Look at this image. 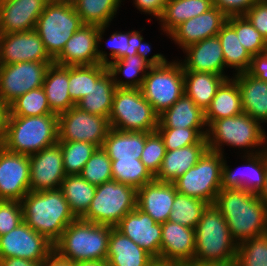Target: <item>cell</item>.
Segmentation results:
<instances>
[{"mask_svg": "<svg viewBox=\"0 0 267 266\" xmlns=\"http://www.w3.org/2000/svg\"><path fill=\"white\" fill-rule=\"evenodd\" d=\"M115 228L160 260L162 224L155 222L147 213L136 207Z\"/></svg>", "mask_w": 267, "mask_h": 266, "instance_id": "21", "label": "cell"}, {"mask_svg": "<svg viewBox=\"0 0 267 266\" xmlns=\"http://www.w3.org/2000/svg\"><path fill=\"white\" fill-rule=\"evenodd\" d=\"M227 158L229 155H224L221 189H243L259 194L265 185L264 150L258 154L237 155L236 159H241L242 163L235 168Z\"/></svg>", "mask_w": 267, "mask_h": 266, "instance_id": "16", "label": "cell"}, {"mask_svg": "<svg viewBox=\"0 0 267 266\" xmlns=\"http://www.w3.org/2000/svg\"><path fill=\"white\" fill-rule=\"evenodd\" d=\"M80 175L94 186L113 180L111 159L102 147L95 150Z\"/></svg>", "mask_w": 267, "mask_h": 266, "instance_id": "47", "label": "cell"}, {"mask_svg": "<svg viewBox=\"0 0 267 266\" xmlns=\"http://www.w3.org/2000/svg\"><path fill=\"white\" fill-rule=\"evenodd\" d=\"M257 1L258 0H212L213 6L217 7L227 17L244 16Z\"/></svg>", "mask_w": 267, "mask_h": 266, "instance_id": "53", "label": "cell"}, {"mask_svg": "<svg viewBox=\"0 0 267 266\" xmlns=\"http://www.w3.org/2000/svg\"><path fill=\"white\" fill-rule=\"evenodd\" d=\"M224 155L207 150L198 162L173 184L178 193L214 204L221 190Z\"/></svg>", "mask_w": 267, "mask_h": 266, "instance_id": "11", "label": "cell"}, {"mask_svg": "<svg viewBox=\"0 0 267 266\" xmlns=\"http://www.w3.org/2000/svg\"><path fill=\"white\" fill-rule=\"evenodd\" d=\"M195 256V229L178 223H162L160 260L192 263Z\"/></svg>", "mask_w": 267, "mask_h": 266, "instance_id": "24", "label": "cell"}, {"mask_svg": "<svg viewBox=\"0 0 267 266\" xmlns=\"http://www.w3.org/2000/svg\"><path fill=\"white\" fill-rule=\"evenodd\" d=\"M237 248L221 211L215 204H208L195 227V256L191 265L231 261L237 257Z\"/></svg>", "mask_w": 267, "mask_h": 266, "instance_id": "4", "label": "cell"}, {"mask_svg": "<svg viewBox=\"0 0 267 266\" xmlns=\"http://www.w3.org/2000/svg\"><path fill=\"white\" fill-rule=\"evenodd\" d=\"M0 266H43V262H35L24 258L10 257L0 259Z\"/></svg>", "mask_w": 267, "mask_h": 266, "instance_id": "56", "label": "cell"}, {"mask_svg": "<svg viewBox=\"0 0 267 266\" xmlns=\"http://www.w3.org/2000/svg\"><path fill=\"white\" fill-rule=\"evenodd\" d=\"M68 85L69 66L58 65L54 62L50 64L45 75L43 89L51 111L57 115L75 106L70 98Z\"/></svg>", "mask_w": 267, "mask_h": 266, "instance_id": "33", "label": "cell"}, {"mask_svg": "<svg viewBox=\"0 0 267 266\" xmlns=\"http://www.w3.org/2000/svg\"><path fill=\"white\" fill-rule=\"evenodd\" d=\"M139 53L114 60L107 65L117 88L141 89L149 68L157 61L162 53Z\"/></svg>", "mask_w": 267, "mask_h": 266, "instance_id": "27", "label": "cell"}, {"mask_svg": "<svg viewBox=\"0 0 267 266\" xmlns=\"http://www.w3.org/2000/svg\"><path fill=\"white\" fill-rule=\"evenodd\" d=\"M247 73L267 82V48L263 53L252 56Z\"/></svg>", "mask_w": 267, "mask_h": 266, "instance_id": "55", "label": "cell"}, {"mask_svg": "<svg viewBox=\"0 0 267 266\" xmlns=\"http://www.w3.org/2000/svg\"><path fill=\"white\" fill-rule=\"evenodd\" d=\"M226 22L236 31L240 43L251 56L261 54L267 48V40L245 16L227 17Z\"/></svg>", "mask_w": 267, "mask_h": 266, "instance_id": "46", "label": "cell"}, {"mask_svg": "<svg viewBox=\"0 0 267 266\" xmlns=\"http://www.w3.org/2000/svg\"><path fill=\"white\" fill-rule=\"evenodd\" d=\"M111 25L113 24H108L106 26L99 27L97 55L98 60L102 64L107 66L114 60H119L128 55L133 56L139 53L152 52V48L154 47H152L151 42H146V39H144V36L142 35V31L146 30L145 27H143L142 29L137 28V30L133 28L131 30L128 29L129 31H122L120 29V31L115 30L109 32V28H111ZM107 31L110 33V35L108 38H105L108 36L106 34L108 33ZM107 49L108 51H106Z\"/></svg>", "mask_w": 267, "mask_h": 266, "instance_id": "15", "label": "cell"}, {"mask_svg": "<svg viewBox=\"0 0 267 266\" xmlns=\"http://www.w3.org/2000/svg\"><path fill=\"white\" fill-rule=\"evenodd\" d=\"M123 2L125 0H79L74 7L83 25L103 27L116 20Z\"/></svg>", "mask_w": 267, "mask_h": 266, "instance_id": "39", "label": "cell"}, {"mask_svg": "<svg viewBox=\"0 0 267 266\" xmlns=\"http://www.w3.org/2000/svg\"><path fill=\"white\" fill-rule=\"evenodd\" d=\"M54 1L74 6L79 0H54Z\"/></svg>", "mask_w": 267, "mask_h": 266, "instance_id": "63", "label": "cell"}, {"mask_svg": "<svg viewBox=\"0 0 267 266\" xmlns=\"http://www.w3.org/2000/svg\"><path fill=\"white\" fill-rule=\"evenodd\" d=\"M9 111V116L22 117L55 114L49 107L43 87L32 89L19 96L9 105Z\"/></svg>", "mask_w": 267, "mask_h": 266, "instance_id": "45", "label": "cell"}, {"mask_svg": "<svg viewBox=\"0 0 267 266\" xmlns=\"http://www.w3.org/2000/svg\"><path fill=\"white\" fill-rule=\"evenodd\" d=\"M166 151L165 143L160 133L157 130L150 132L146 137L140 160L153 176L158 173Z\"/></svg>", "mask_w": 267, "mask_h": 266, "instance_id": "49", "label": "cell"}, {"mask_svg": "<svg viewBox=\"0 0 267 266\" xmlns=\"http://www.w3.org/2000/svg\"><path fill=\"white\" fill-rule=\"evenodd\" d=\"M208 150L206 137L197 144L167 150L158 173L154 176L160 182L173 183L191 167H193Z\"/></svg>", "mask_w": 267, "mask_h": 266, "instance_id": "29", "label": "cell"}, {"mask_svg": "<svg viewBox=\"0 0 267 266\" xmlns=\"http://www.w3.org/2000/svg\"><path fill=\"white\" fill-rule=\"evenodd\" d=\"M151 266H193L190 263L162 262L156 260Z\"/></svg>", "mask_w": 267, "mask_h": 266, "instance_id": "62", "label": "cell"}, {"mask_svg": "<svg viewBox=\"0 0 267 266\" xmlns=\"http://www.w3.org/2000/svg\"><path fill=\"white\" fill-rule=\"evenodd\" d=\"M208 203L181 193L175 194L169 221L195 229Z\"/></svg>", "mask_w": 267, "mask_h": 266, "instance_id": "43", "label": "cell"}, {"mask_svg": "<svg viewBox=\"0 0 267 266\" xmlns=\"http://www.w3.org/2000/svg\"><path fill=\"white\" fill-rule=\"evenodd\" d=\"M157 128H194L206 137L205 112L184 94L158 116Z\"/></svg>", "mask_w": 267, "mask_h": 266, "instance_id": "28", "label": "cell"}, {"mask_svg": "<svg viewBox=\"0 0 267 266\" xmlns=\"http://www.w3.org/2000/svg\"><path fill=\"white\" fill-rule=\"evenodd\" d=\"M23 221L53 245L77 218L60 189L29 191L21 200Z\"/></svg>", "mask_w": 267, "mask_h": 266, "instance_id": "3", "label": "cell"}, {"mask_svg": "<svg viewBox=\"0 0 267 266\" xmlns=\"http://www.w3.org/2000/svg\"><path fill=\"white\" fill-rule=\"evenodd\" d=\"M214 204L237 244L267 234V208L258 194L243 189H221Z\"/></svg>", "mask_w": 267, "mask_h": 266, "instance_id": "1", "label": "cell"}, {"mask_svg": "<svg viewBox=\"0 0 267 266\" xmlns=\"http://www.w3.org/2000/svg\"><path fill=\"white\" fill-rule=\"evenodd\" d=\"M99 27L82 25L70 39L54 63L62 66L95 65L101 63L97 55Z\"/></svg>", "mask_w": 267, "mask_h": 266, "instance_id": "25", "label": "cell"}, {"mask_svg": "<svg viewBox=\"0 0 267 266\" xmlns=\"http://www.w3.org/2000/svg\"><path fill=\"white\" fill-rule=\"evenodd\" d=\"M106 261L109 266H151L156 259L113 227L109 235Z\"/></svg>", "mask_w": 267, "mask_h": 266, "instance_id": "30", "label": "cell"}, {"mask_svg": "<svg viewBox=\"0 0 267 266\" xmlns=\"http://www.w3.org/2000/svg\"><path fill=\"white\" fill-rule=\"evenodd\" d=\"M58 143V115L8 116L6 134L0 144L6 150L33 155Z\"/></svg>", "mask_w": 267, "mask_h": 266, "instance_id": "6", "label": "cell"}, {"mask_svg": "<svg viewBox=\"0 0 267 266\" xmlns=\"http://www.w3.org/2000/svg\"><path fill=\"white\" fill-rule=\"evenodd\" d=\"M47 62L0 64V99L10 105L19 96L43 87L49 65Z\"/></svg>", "mask_w": 267, "mask_h": 266, "instance_id": "13", "label": "cell"}, {"mask_svg": "<svg viewBox=\"0 0 267 266\" xmlns=\"http://www.w3.org/2000/svg\"><path fill=\"white\" fill-rule=\"evenodd\" d=\"M117 87L111 74L107 71L95 84L90 92L76 104L81 110L90 114L109 117L114 93Z\"/></svg>", "mask_w": 267, "mask_h": 266, "instance_id": "38", "label": "cell"}, {"mask_svg": "<svg viewBox=\"0 0 267 266\" xmlns=\"http://www.w3.org/2000/svg\"><path fill=\"white\" fill-rule=\"evenodd\" d=\"M212 7V0H167L164 11L157 20L160 35L167 37L180 24L207 12Z\"/></svg>", "mask_w": 267, "mask_h": 266, "instance_id": "34", "label": "cell"}, {"mask_svg": "<svg viewBox=\"0 0 267 266\" xmlns=\"http://www.w3.org/2000/svg\"><path fill=\"white\" fill-rule=\"evenodd\" d=\"M82 25L74 6L50 0L39 16L35 30L46 52L54 60Z\"/></svg>", "mask_w": 267, "mask_h": 266, "instance_id": "10", "label": "cell"}, {"mask_svg": "<svg viewBox=\"0 0 267 266\" xmlns=\"http://www.w3.org/2000/svg\"><path fill=\"white\" fill-rule=\"evenodd\" d=\"M23 222L21 201L0 200V236L7 234Z\"/></svg>", "mask_w": 267, "mask_h": 266, "instance_id": "51", "label": "cell"}, {"mask_svg": "<svg viewBox=\"0 0 267 266\" xmlns=\"http://www.w3.org/2000/svg\"><path fill=\"white\" fill-rule=\"evenodd\" d=\"M149 133L119 131L110 128L104 139L102 149L111 160L140 159Z\"/></svg>", "mask_w": 267, "mask_h": 266, "instance_id": "32", "label": "cell"}, {"mask_svg": "<svg viewBox=\"0 0 267 266\" xmlns=\"http://www.w3.org/2000/svg\"><path fill=\"white\" fill-rule=\"evenodd\" d=\"M43 266H75V263L71 260L60 257L53 251L43 262Z\"/></svg>", "mask_w": 267, "mask_h": 266, "instance_id": "58", "label": "cell"}, {"mask_svg": "<svg viewBox=\"0 0 267 266\" xmlns=\"http://www.w3.org/2000/svg\"><path fill=\"white\" fill-rule=\"evenodd\" d=\"M109 129L107 117L90 114L76 105L58 115V141L89 142L101 148Z\"/></svg>", "mask_w": 267, "mask_h": 266, "instance_id": "12", "label": "cell"}, {"mask_svg": "<svg viewBox=\"0 0 267 266\" xmlns=\"http://www.w3.org/2000/svg\"><path fill=\"white\" fill-rule=\"evenodd\" d=\"M9 105L0 99V144L3 142L9 116Z\"/></svg>", "mask_w": 267, "mask_h": 266, "instance_id": "57", "label": "cell"}, {"mask_svg": "<svg viewBox=\"0 0 267 266\" xmlns=\"http://www.w3.org/2000/svg\"><path fill=\"white\" fill-rule=\"evenodd\" d=\"M239 266H267V234L238 244Z\"/></svg>", "mask_w": 267, "mask_h": 266, "instance_id": "48", "label": "cell"}, {"mask_svg": "<svg viewBox=\"0 0 267 266\" xmlns=\"http://www.w3.org/2000/svg\"><path fill=\"white\" fill-rule=\"evenodd\" d=\"M107 71V66L102 63L69 66L68 92L72 102L76 105Z\"/></svg>", "mask_w": 267, "mask_h": 266, "instance_id": "41", "label": "cell"}, {"mask_svg": "<svg viewBox=\"0 0 267 266\" xmlns=\"http://www.w3.org/2000/svg\"><path fill=\"white\" fill-rule=\"evenodd\" d=\"M30 191L29 156L0 145V200L21 201Z\"/></svg>", "mask_w": 267, "mask_h": 266, "instance_id": "17", "label": "cell"}, {"mask_svg": "<svg viewBox=\"0 0 267 266\" xmlns=\"http://www.w3.org/2000/svg\"><path fill=\"white\" fill-rule=\"evenodd\" d=\"M53 251V244L24 221L0 236V259L16 257L44 262Z\"/></svg>", "mask_w": 267, "mask_h": 266, "instance_id": "14", "label": "cell"}, {"mask_svg": "<svg viewBox=\"0 0 267 266\" xmlns=\"http://www.w3.org/2000/svg\"><path fill=\"white\" fill-rule=\"evenodd\" d=\"M75 266H109L106 260L76 262Z\"/></svg>", "mask_w": 267, "mask_h": 266, "instance_id": "61", "label": "cell"}, {"mask_svg": "<svg viewBox=\"0 0 267 266\" xmlns=\"http://www.w3.org/2000/svg\"><path fill=\"white\" fill-rule=\"evenodd\" d=\"M238 84L244 113L267 125V82L247 72L232 77Z\"/></svg>", "mask_w": 267, "mask_h": 266, "instance_id": "31", "label": "cell"}, {"mask_svg": "<svg viewBox=\"0 0 267 266\" xmlns=\"http://www.w3.org/2000/svg\"><path fill=\"white\" fill-rule=\"evenodd\" d=\"M244 113L241 94L233 78L226 79L217 89L210 106L205 111L207 127L217 119L237 116Z\"/></svg>", "mask_w": 267, "mask_h": 266, "instance_id": "35", "label": "cell"}, {"mask_svg": "<svg viewBox=\"0 0 267 266\" xmlns=\"http://www.w3.org/2000/svg\"><path fill=\"white\" fill-rule=\"evenodd\" d=\"M25 61L54 62L46 52L35 29L9 34L0 33V64L8 65Z\"/></svg>", "mask_w": 267, "mask_h": 266, "instance_id": "18", "label": "cell"}, {"mask_svg": "<svg viewBox=\"0 0 267 266\" xmlns=\"http://www.w3.org/2000/svg\"><path fill=\"white\" fill-rule=\"evenodd\" d=\"M244 16L267 40V0H258Z\"/></svg>", "mask_w": 267, "mask_h": 266, "instance_id": "52", "label": "cell"}, {"mask_svg": "<svg viewBox=\"0 0 267 266\" xmlns=\"http://www.w3.org/2000/svg\"><path fill=\"white\" fill-rule=\"evenodd\" d=\"M131 1L132 5L136 8L137 13L141 15L150 16L147 22H151V20L157 21L165 8L167 0H129ZM153 18V19H152Z\"/></svg>", "mask_w": 267, "mask_h": 266, "instance_id": "54", "label": "cell"}, {"mask_svg": "<svg viewBox=\"0 0 267 266\" xmlns=\"http://www.w3.org/2000/svg\"><path fill=\"white\" fill-rule=\"evenodd\" d=\"M76 218H82L95 196L96 186L81 175H67L59 188Z\"/></svg>", "mask_w": 267, "mask_h": 266, "instance_id": "40", "label": "cell"}, {"mask_svg": "<svg viewBox=\"0 0 267 266\" xmlns=\"http://www.w3.org/2000/svg\"><path fill=\"white\" fill-rule=\"evenodd\" d=\"M136 201L135 187L110 180L96 186L91 205L81 219L115 227L126 214L136 208Z\"/></svg>", "mask_w": 267, "mask_h": 266, "instance_id": "9", "label": "cell"}, {"mask_svg": "<svg viewBox=\"0 0 267 266\" xmlns=\"http://www.w3.org/2000/svg\"><path fill=\"white\" fill-rule=\"evenodd\" d=\"M166 150H175L197 144L203 137L194 128H157Z\"/></svg>", "mask_w": 267, "mask_h": 266, "instance_id": "50", "label": "cell"}, {"mask_svg": "<svg viewBox=\"0 0 267 266\" xmlns=\"http://www.w3.org/2000/svg\"><path fill=\"white\" fill-rule=\"evenodd\" d=\"M195 266H239V263H238L237 258H235L227 262L205 263V264H199Z\"/></svg>", "mask_w": 267, "mask_h": 266, "instance_id": "60", "label": "cell"}, {"mask_svg": "<svg viewBox=\"0 0 267 266\" xmlns=\"http://www.w3.org/2000/svg\"><path fill=\"white\" fill-rule=\"evenodd\" d=\"M112 228L77 218L53 245L54 252L74 263L106 260Z\"/></svg>", "mask_w": 267, "mask_h": 266, "instance_id": "5", "label": "cell"}, {"mask_svg": "<svg viewBox=\"0 0 267 266\" xmlns=\"http://www.w3.org/2000/svg\"><path fill=\"white\" fill-rule=\"evenodd\" d=\"M158 116L141 89L117 88L108 120L110 128L119 131L153 132Z\"/></svg>", "mask_w": 267, "mask_h": 266, "instance_id": "8", "label": "cell"}, {"mask_svg": "<svg viewBox=\"0 0 267 266\" xmlns=\"http://www.w3.org/2000/svg\"><path fill=\"white\" fill-rule=\"evenodd\" d=\"M66 175H80L86 162L98 148L89 142L58 141Z\"/></svg>", "mask_w": 267, "mask_h": 266, "instance_id": "44", "label": "cell"}, {"mask_svg": "<svg viewBox=\"0 0 267 266\" xmlns=\"http://www.w3.org/2000/svg\"><path fill=\"white\" fill-rule=\"evenodd\" d=\"M30 191L59 189L67 176L63 167L62 150L58 143L29 156Z\"/></svg>", "mask_w": 267, "mask_h": 266, "instance_id": "19", "label": "cell"}, {"mask_svg": "<svg viewBox=\"0 0 267 266\" xmlns=\"http://www.w3.org/2000/svg\"><path fill=\"white\" fill-rule=\"evenodd\" d=\"M177 190L173 183L153 180L137 189L136 207L147 213L155 222L169 220Z\"/></svg>", "mask_w": 267, "mask_h": 266, "instance_id": "26", "label": "cell"}, {"mask_svg": "<svg viewBox=\"0 0 267 266\" xmlns=\"http://www.w3.org/2000/svg\"><path fill=\"white\" fill-rule=\"evenodd\" d=\"M50 0H1L0 33L35 29L37 20Z\"/></svg>", "mask_w": 267, "mask_h": 266, "instance_id": "23", "label": "cell"}, {"mask_svg": "<svg viewBox=\"0 0 267 266\" xmlns=\"http://www.w3.org/2000/svg\"><path fill=\"white\" fill-rule=\"evenodd\" d=\"M226 21L227 16L213 6L207 12L180 24L167 38L178 47L177 49L183 50L189 45L216 36Z\"/></svg>", "mask_w": 267, "mask_h": 266, "instance_id": "22", "label": "cell"}, {"mask_svg": "<svg viewBox=\"0 0 267 266\" xmlns=\"http://www.w3.org/2000/svg\"><path fill=\"white\" fill-rule=\"evenodd\" d=\"M225 80L226 78L223 75L184 71L185 95L205 112L210 106L217 89Z\"/></svg>", "mask_w": 267, "mask_h": 266, "instance_id": "36", "label": "cell"}, {"mask_svg": "<svg viewBox=\"0 0 267 266\" xmlns=\"http://www.w3.org/2000/svg\"><path fill=\"white\" fill-rule=\"evenodd\" d=\"M217 36L222 46L226 70L231 72V76L247 72L252 56L240 43L236 31L226 22Z\"/></svg>", "mask_w": 267, "mask_h": 266, "instance_id": "37", "label": "cell"}, {"mask_svg": "<svg viewBox=\"0 0 267 266\" xmlns=\"http://www.w3.org/2000/svg\"><path fill=\"white\" fill-rule=\"evenodd\" d=\"M178 60L184 71L208 72L232 78L226 70L224 54L218 36H213L187 46ZM229 74V75H228Z\"/></svg>", "mask_w": 267, "mask_h": 266, "instance_id": "20", "label": "cell"}, {"mask_svg": "<svg viewBox=\"0 0 267 266\" xmlns=\"http://www.w3.org/2000/svg\"><path fill=\"white\" fill-rule=\"evenodd\" d=\"M206 140L208 150L213 152L228 155L226 148H232L235 156L252 155L267 147V131L259 121L242 113L213 121L207 127Z\"/></svg>", "mask_w": 267, "mask_h": 266, "instance_id": "2", "label": "cell"}, {"mask_svg": "<svg viewBox=\"0 0 267 266\" xmlns=\"http://www.w3.org/2000/svg\"><path fill=\"white\" fill-rule=\"evenodd\" d=\"M111 168L113 180L136 189L155 179L140 159L111 160Z\"/></svg>", "mask_w": 267, "mask_h": 266, "instance_id": "42", "label": "cell"}, {"mask_svg": "<svg viewBox=\"0 0 267 266\" xmlns=\"http://www.w3.org/2000/svg\"><path fill=\"white\" fill-rule=\"evenodd\" d=\"M264 169H265V185L264 188L259 192L258 196L260 201L267 208V147L264 149Z\"/></svg>", "mask_w": 267, "mask_h": 266, "instance_id": "59", "label": "cell"}, {"mask_svg": "<svg viewBox=\"0 0 267 266\" xmlns=\"http://www.w3.org/2000/svg\"><path fill=\"white\" fill-rule=\"evenodd\" d=\"M174 57L169 60L163 53L149 68L141 87L144 98L158 115L185 94L184 68Z\"/></svg>", "mask_w": 267, "mask_h": 266, "instance_id": "7", "label": "cell"}]
</instances>
